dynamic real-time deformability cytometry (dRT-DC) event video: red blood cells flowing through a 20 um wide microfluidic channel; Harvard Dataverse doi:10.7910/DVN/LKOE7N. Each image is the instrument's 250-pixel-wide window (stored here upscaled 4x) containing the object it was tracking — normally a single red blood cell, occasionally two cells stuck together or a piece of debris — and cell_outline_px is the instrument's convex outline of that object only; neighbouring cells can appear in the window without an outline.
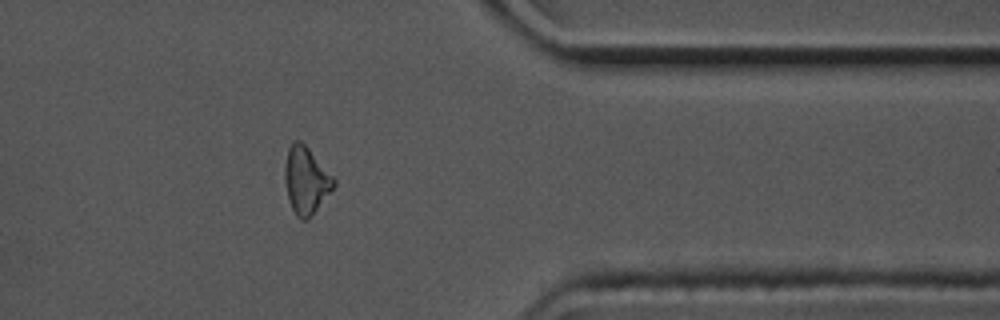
{"species": "common noctule bat (a hibernating species)", "species_latin": "Nyctalus noctula", "temperature_condition": "cold", "stored_images_in_passage": 40, "camera_frame_rate_fps": 3000, "um_per_image_px": 0.085, "animal": {"sex": "male", "body_mass_g": 17.5, "forearm_length_mm": 52.3}, "frame": {"image": 1, "passage_image": 29, "time_ms": 9.333, "image_size_px": [1000, 320], "cell_outline_px": [[336, 184], [308, 220], [300, 220], [296, 216], [288, 200], [284, 180], [284, 168], [288, 148], [292, 140], [300, 140], [308, 148], [336, 180]], "centroid_in_image_um": [25.98, 15.33], "position_along_channel_um": 385.4, "area_um2": 19.07}}